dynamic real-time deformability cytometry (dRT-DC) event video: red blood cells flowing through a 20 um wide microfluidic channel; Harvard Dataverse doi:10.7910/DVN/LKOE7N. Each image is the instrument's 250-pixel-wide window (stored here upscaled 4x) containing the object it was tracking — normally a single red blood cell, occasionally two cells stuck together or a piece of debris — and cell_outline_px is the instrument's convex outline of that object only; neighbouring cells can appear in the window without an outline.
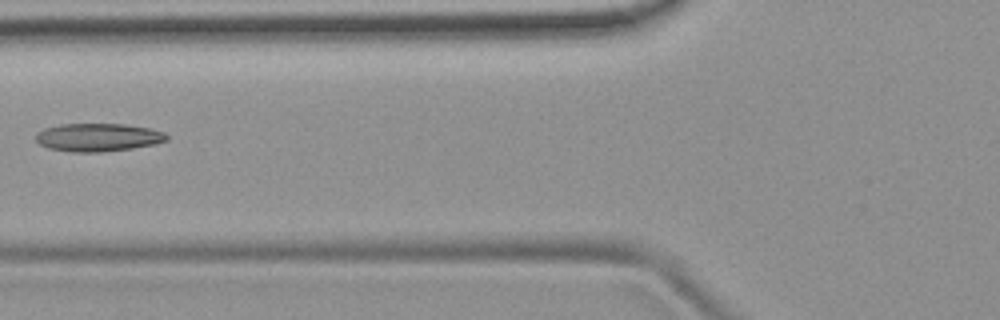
{"species": "common noctule bat (a hibernating species)", "species_latin": "Nyctalus noctula", "temperature_condition": "room temperature", "stored_images_in_passage": 6, "camera_frame_rate_fps": 3000, "um_per_image_px": 0.085, "animal": {"sex": "female", "body_mass_g": 19.9}, "frame": {"image": 1, "passage_image": 6, "time_ms": 6.667, "image_size_px": [1000, 320], "cell_outline_px": [[168, 140], [156, 144], [132, 148], [100, 152], [72, 152], [48, 148], [40, 144], [36, 140], [36, 132], [44, 128], [60, 124], [124, 124], [148, 128], [164, 132], [168, 136]], "centroid_in_image_um": [8.32, 11.67], "position_along_channel_um": 117.5, "area_um2": 21.44}}